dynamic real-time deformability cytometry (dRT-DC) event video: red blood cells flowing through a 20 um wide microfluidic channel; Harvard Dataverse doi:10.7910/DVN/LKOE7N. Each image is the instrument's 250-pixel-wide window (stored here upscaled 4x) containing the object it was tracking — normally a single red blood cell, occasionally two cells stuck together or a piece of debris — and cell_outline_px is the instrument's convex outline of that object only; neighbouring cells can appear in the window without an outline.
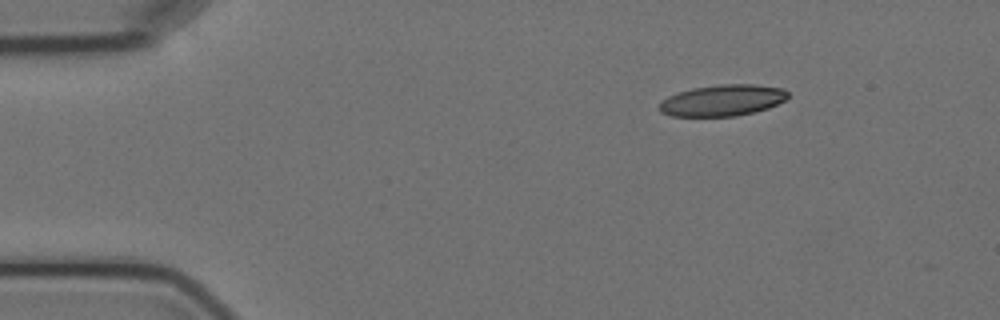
{"species": "Egyptian fruit bat (a non-hibernating species)", "species_latin": "Rousettus aegyptiacus", "temperature_condition": "cold", "stored_images_in_passage": 4, "segment_of_instrument_passage": [2, 2], "camera_frame_rate_fps": 3000, "um_per_image_px": 0.085, "animal": {"sex": "female"}, "frame": {"image": 1, "passage_image": 4, "time_ms": 3.333, "image_size_px": [1000, 320], "cell_outline_px": [[788, 96], [784, 100], [768, 108], [756, 112], [736, 116], [672, 116], [660, 112], [656, 108], [660, 100], [668, 96], [692, 88], [720, 84], [756, 84], [784, 88], [788, 92]], "centroid_in_image_um": [61.38, 8.53], "position_along_channel_um": 23.6, "area_um2": 23.7}}